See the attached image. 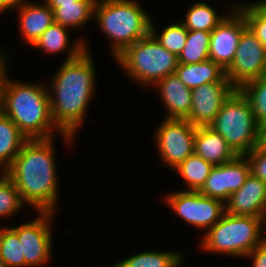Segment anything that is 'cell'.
Returning <instances> with one entry per match:
<instances>
[{
	"label": "cell",
	"mask_w": 266,
	"mask_h": 267,
	"mask_svg": "<svg viewBox=\"0 0 266 267\" xmlns=\"http://www.w3.org/2000/svg\"><path fill=\"white\" fill-rule=\"evenodd\" d=\"M90 51L85 47L78 57L63 60L47 85L53 123L62 133L74 137L85 124L97 89V70Z\"/></svg>",
	"instance_id": "1"
},
{
	"label": "cell",
	"mask_w": 266,
	"mask_h": 267,
	"mask_svg": "<svg viewBox=\"0 0 266 267\" xmlns=\"http://www.w3.org/2000/svg\"><path fill=\"white\" fill-rule=\"evenodd\" d=\"M28 139L5 174L21 200L36 212H57L59 182L55 139Z\"/></svg>",
	"instance_id": "2"
},
{
	"label": "cell",
	"mask_w": 266,
	"mask_h": 267,
	"mask_svg": "<svg viewBox=\"0 0 266 267\" xmlns=\"http://www.w3.org/2000/svg\"><path fill=\"white\" fill-rule=\"evenodd\" d=\"M9 76V77H8ZM46 83L15 80L8 74L0 95V111L9 117L27 139H48L56 132L65 144L76 139L62 133L53 123Z\"/></svg>",
	"instance_id": "3"
},
{
	"label": "cell",
	"mask_w": 266,
	"mask_h": 267,
	"mask_svg": "<svg viewBox=\"0 0 266 267\" xmlns=\"http://www.w3.org/2000/svg\"><path fill=\"white\" fill-rule=\"evenodd\" d=\"M152 17L136 0H97L94 20L111 43L112 58L150 34Z\"/></svg>",
	"instance_id": "4"
},
{
	"label": "cell",
	"mask_w": 266,
	"mask_h": 267,
	"mask_svg": "<svg viewBox=\"0 0 266 267\" xmlns=\"http://www.w3.org/2000/svg\"><path fill=\"white\" fill-rule=\"evenodd\" d=\"M199 243L202 252L245 258L266 240V217L224 213Z\"/></svg>",
	"instance_id": "5"
},
{
	"label": "cell",
	"mask_w": 266,
	"mask_h": 267,
	"mask_svg": "<svg viewBox=\"0 0 266 267\" xmlns=\"http://www.w3.org/2000/svg\"><path fill=\"white\" fill-rule=\"evenodd\" d=\"M114 61L140 87L153 86L158 80L175 73L178 66V57L151 33L126 48Z\"/></svg>",
	"instance_id": "6"
},
{
	"label": "cell",
	"mask_w": 266,
	"mask_h": 267,
	"mask_svg": "<svg viewBox=\"0 0 266 267\" xmlns=\"http://www.w3.org/2000/svg\"><path fill=\"white\" fill-rule=\"evenodd\" d=\"M209 127L219 133L237 155L245 156L257 146L258 123L249 100L239 89L223 103Z\"/></svg>",
	"instance_id": "7"
},
{
	"label": "cell",
	"mask_w": 266,
	"mask_h": 267,
	"mask_svg": "<svg viewBox=\"0 0 266 267\" xmlns=\"http://www.w3.org/2000/svg\"><path fill=\"white\" fill-rule=\"evenodd\" d=\"M197 127L186 119L163 118L152 137L161 163L174 170L194 153Z\"/></svg>",
	"instance_id": "8"
},
{
	"label": "cell",
	"mask_w": 266,
	"mask_h": 267,
	"mask_svg": "<svg viewBox=\"0 0 266 267\" xmlns=\"http://www.w3.org/2000/svg\"><path fill=\"white\" fill-rule=\"evenodd\" d=\"M183 222L205 233L217 223L225 213V203L202 195L199 191L180 190L167 193L163 198Z\"/></svg>",
	"instance_id": "9"
},
{
	"label": "cell",
	"mask_w": 266,
	"mask_h": 267,
	"mask_svg": "<svg viewBox=\"0 0 266 267\" xmlns=\"http://www.w3.org/2000/svg\"><path fill=\"white\" fill-rule=\"evenodd\" d=\"M31 221L11 228L17 233L25 258V267H41L50 264L53 248L52 222L56 213L37 212Z\"/></svg>",
	"instance_id": "10"
},
{
	"label": "cell",
	"mask_w": 266,
	"mask_h": 267,
	"mask_svg": "<svg viewBox=\"0 0 266 267\" xmlns=\"http://www.w3.org/2000/svg\"><path fill=\"white\" fill-rule=\"evenodd\" d=\"M225 72L236 89L266 75V49L248 27L242 32L234 59Z\"/></svg>",
	"instance_id": "11"
},
{
	"label": "cell",
	"mask_w": 266,
	"mask_h": 267,
	"mask_svg": "<svg viewBox=\"0 0 266 267\" xmlns=\"http://www.w3.org/2000/svg\"><path fill=\"white\" fill-rule=\"evenodd\" d=\"M235 90L226 76L219 82L207 83L192 89V106L186 120L197 128L209 127L223 103Z\"/></svg>",
	"instance_id": "12"
},
{
	"label": "cell",
	"mask_w": 266,
	"mask_h": 267,
	"mask_svg": "<svg viewBox=\"0 0 266 267\" xmlns=\"http://www.w3.org/2000/svg\"><path fill=\"white\" fill-rule=\"evenodd\" d=\"M251 174L250 162L246 156L238 155L231 162L212 168L199 192L224 203L236 192Z\"/></svg>",
	"instance_id": "13"
},
{
	"label": "cell",
	"mask_w": 266,
	"mask_h": 267,
	"mask_svg": "<svg viewBox=\"0 0 266 267\" xmlns=\"http://www.w3.org/2000/svg\"><path fill=\"white\" fill-rule=\"evenodd\" d=\"M247 28L243 14L235 7L211 31L209 59L226 70L232 63L242 32Z\"/></svg>",
	"instance_id": "14"
},
{
	"label": "cell",
	"mask_w": 266,
	"mask_h": 267,
	"mask_svg": "<svg viewBox=\"0 0 266 267\" xmlns=\"http://www.w3.org/2000/svg\"><path fill=\"white\" fill-rule=\"evenodd\" d=\"M231 215L266 217V184L252 173L245 183L225 202Z\"/></svg>",
	"instance_id": "15"
},
{
	"label": "cell",
	"mask_w": 266,
	"mask_h": 267,
	"mask_svg": "<svg viewBox=\"0 0 266 267\" xmlns=\"http://www.w3.org/2000/svg\"><path fill=\"white\" fill-rule=\"evenodd\" d=\"M14 11L18 14L20 37L30 46L55 22L53 10L43 0H25Z\"/></svg>",
	"instance_id": "16"
},
{
	"label": "cell",
	"mask_w": 266,
	"mask_h": 267,
	"mask_svg": "<svg viewBox=\"0 0 266 267\" xmlns=\"http://www.w3.org/2000/svg\"><path fill=\"white\" fill-rule=\"evenodd\" d=\"M152 88L158 91L161 103L166 109L164 118L186 119L192 106L191 89L185 86L173 73L158 80Z\"/></svg>",
	"instance_id": "17"
},
{
	"label": "cell",
	"mask_w": 266,
	"mask_h": 267,
	"mask_svg": "<svg viewBox=\"0 0 266 267\" xmlns=\"http://www.w3.org/2000/svg\"><path fill=\"white\" fill-rule=\"evenodd\" d=\"M69 30L73 31L54 22L42 33L32 47L48 55L54 54V56L66 50L68 53L66 52L67 56L64 58V61L74 59L85 50V47H89V45L87 44V40L82 38L75 41L71 39L69 37Z\"/></svg>",
	"instance_id": "18"
},
{
	"label": "cell",
	"mask_w": 266,
	"mask_h": 267,
	"mask_svg": "<svg viewBox=\"0 0 266 267\" xmlns=\"http://www.w3.org/2000/svg\"><path fill=\"white\" fill-rule=\"evenodd\" d=\"M194 153L214 166L231 162L238 156L227 141L210 127L196 129Z\"/></svg>",
	"instance_id": "19"
},
{
	"label": "cell",
	"mask_w": 266,
	"mask_h": 267,
	"mask_svg": "<svg viewBox=\"0 0 266 267\" xmlns=\"http://www.w3.org/2000/svg\"><path fill=\"white\" fill-rule=\"evenodd\" d=\"M175 74L191 90L207 83L219 82L226 76L225 70L210 59L193 64L178 63Z\"/></svg>",
	"instance_id": "20"
},
{
	"label": "cell",
	"mask_w": 266,
	"mask_h": 267,
	"mask_svg": "<svg viewBox=\"0 0 266 267\" xmlns=\"http://www.w3.org/2000/svg\"><path fill=\"white\" fill-rule=\"evenodd\" d=\"M228 5L229 7L226 9L229 8V11L218 14L212 5L206 2H195L188 7L185 18L180 22L188 31L202 30L211 32L236 7L235 1L234 5L233 2Z\"/></svg>",
	"instance_id": "21"
},
{
	"label": "cell",
	"mask_w": 266,
	"mask_h": 267,
	"mask_svg": "<svg viewBox=\"0 0 266 267\" xmlns=\"http://www.w3.org/2000/svg\"><path fill=\"white\" fill-rule=\"evenodd\" d=\"M28 139L16 124L0 111V169L6 171Z\"/></svg>",
	"instance_id": "22"
},
{
	"label": "cell",
	"mask_w": 266,
	"mask_h": 267,
	"mask_svg": "<svg viewBox=\"0 0 266 267\" xmlns=\"http://www.w3.org/2000/svg\"><path fill=\"white\" fill-rule=\"evenodd\" d=\"M183 251L145 250L116 262L118 267H182Z\"/></svg>",
	"instance_id": "23"
},
{
	"label": "cell",
	"mask_w": 266,
	"mask_h": 267,
	"mask_svg": "<svg viewBox=\"0 0 266 267\" xmlns=\"http://www.w3.org/2000/svg\"><path fill=\"white\" fill-rule=\"evenodd\" d=\"M96 2L97 0H79L74 4L59 6L53 11L54 21L78 32L91 20L94 22Z\"/></svg>",
	"instance_id": "24"
},
{
	"label": "cell",
	"mask_w": 266,
	"mask_h": 267,
	"mask_svg": "<svg viewBox=\"0 0 266 267\" xmlns=\"http://www.w3.org/2000/svg\"><path fill=\"white\" fill-rule=\"evenodd\" d=\"M214 165L193 153L175 171L184 180V190L199 191L205 184Z\"/></svg>",
	"instance_id": "25"
},
{
	"label": "cell",
	"mask_w": 266,
	"mask_h": 267,
	"mask_svg": "<svg viewBox=\"0 0 266 267\" xmlns=\"http://www.w3.org/2000/svg\"><path fill=\"white\" fill-rule=\"evenodd\" d=\"M211 32L188 31L185 46L178 55V63L193 64L209 59Z\"/></svg>",
	"instance_id": "26"
},
{
	"label": "cell",
	"mask_w": 266,
	"mask_h": 267,
	"mask_svg": "<svg viewBox=\"0 0 266 267\" xmlns=\"http://www.w3.org/2000/svg\"><path fill=\"white\" fill-rule=\"evenodd\" d=\"M3 226H0V256L5 267H25V258L22 256L17 233L11 226Z\"/></svg>",
	"instance_id": "27"
},
{
	"label": "cell",
	"mask_w": 266,
	"mask_h": 267,
	"mask_svg": "<svg viewBox=\"0 0 266 267\" xmlns=\"http://www.w3.org/2000/svg\"><path fill=\"white\" fill-rule=\"evenodd\" d=\"M164 27L161 31H157L155 22L151 21L150 33L163 47L178 57L185 46L188 30L180 21Z\"/></svg>",
	"instance_id": "28"
},
{
	"label": "cell",
	"mask_w": 266,
	"mask_h": 267,
	"mask_svg": "<svg viewBox=\"0 0 266 267\" xmlns=\"http://www.w3.org/2000/svg\"><path fill=\"white\" fill-rule=\"evenodd\" d=\"M26 207L12 180L4 174L0 178V222L10 220Z\"/></svg>",
	"instance_id": "29"
},
{
	"label": "cell",
	"mask_w": 266,
	"mask_h": 267,
	"mask_svg": "<svg viewBox=\"0 0 266 267\" xmlns=\"http://www.w3.org/2000/svg\"><path fill=\"white\" fill-rule=\"evenodd\" d=\"M239 90L249 100L256 122L266 121V75L247 82Z\"/></svg>",
	"instance_id": "30"
},
{
	"label": "cell",
	"mask_w": 266,
	"mask_h": 267,
	"mask_svg": "<svg viewBox=\"0 0 266 267\" xmlns=\"http://www.w3.org/2000/svg\"><path fill=\"white\" fill-rule=\"evenodd\" d=\"M242 2L236 3V8L245 17L247 27L266 49V13L255 2Z\"/></svg>",
	"instance_id": "31"
},
{
	"label": "cell",
	"mask_w": 266,
	"mask_h": 267,
	"mask_svg": "<svg viewBox=\"0 0 266 267\" xmlns=\"http://www.w3.org/2000/svg\"><path fill=\"white\" fill-rule=\"evenodd\" d=\"M245 156L250 162L251 173L266 184V150L255 147Z\"/></svg>",
	"instance_id": "32"
},
{
	"label": "cell",
	"mask_w": 266,
	"mask_h": 267,
	"mask_svg": "<svg viewBox=\"0 0 266 267\" xmlns=\"http://www.w3.org/2000/svg\"><path fill=\"white\" fill-rule=\"evenodd\" d=\"M251 259V267H266V240L256 246L244 260Z\"/></svg>",
	"instance_id": "33"
},
{
	"label": "cell",
	"mask_w": 266,
	"mask_h": 267,
	"mask_svg": "<svg viewBox=\"0 0 266 267\" xmlns=\"http://www.w3.org/2000/svg\"><path fill=\"white\" fill-rule=\"evenodd\" d=\"M5 51L0 49V95H1V90L4 85V81L6 79V76L9 74L8 68H9V61H8V55L6 54ZM7 55V56H6Z\"/></svg>",
	"instance_id": "34"
},
{
	"label": "cell",
	"mask_w": 266,
	"mask_h": 267,
	"mask_svg": "<svg viewBox=\"0 0 266 267\" xmlns=\"http://www.w3.org/2000/svg\"><path fill=\"white\" fill-rule=\"evenodd\" d=\"M25 0H0V15L2 13L10 12L14 10L19 4Z\"/></svg>",
	"instance_id": "35"
},
{
	"label": "cell",
	"mask_w": 266,
	"mask_h": 267,
	"mask_svg": "<svg viewBox=\"0 0 266 267\" xmlns=\"http://www.w3.org/2000/svg\"><path fill=\"white\" fill-rule=\"evenodd\" d=\"M256 147L266 150V121L258 124V140Z\"/></svg>",
	"instance_id": "36"
},
{
	"label": "cell",
	"mask_w": 266,
	"mask_h": 267,
	"mask_svg": "<svg viewBox=\"0 0 266 267\" xmlns=\"http://www.w3.org/2000/svg\"><path fill=\"white\" fill-rule=\"evenodd\" d=\"M53 11L62 5L74 4L79 0H43Z\"/></svg>",
	"instance_id": "37"
},
{
	"label": "cell",
	"mask_w": 266,
	"mask_h": 267,
	"mask_svg": "<svg viewBox=\"0 0 266 267\" xmlns=\"http://www.w3.org/2000/svg\"><path fill=\"white\" fill-rule=\"evenodd\" d=\"M255 3L266 13V0H258Z\"/></svg>",
	"instance_id": "38"
},
{
	"label": "cell",
	"mask_w": 266,
	"mask_h": 267,
	"mask_svg": "<svg viewBox=\"0 0 266 267\" xmlns=\"http://www.w3.org/2000/svg\"><path fill=\"white\" fill-rule=\"evenodd\" d=\"M0 267H5L4 262L2 261L1 256H0Z\"/></svg>",
	"instance_id": "39"
},
{
	"label": "cell",
	"mask_w": 266,
	"mask_h": 267,
	"mask_svg": "<svg viewBox=\"0 0 266 267\" xmlns=\"http://www.w3.org/2000/svg\"><path fill=\"white\" fill-rule=\"evenodd\" d=\"M5 174V171L0 169V178Z\"/></svg>",
	"instance_id": "40"
},
{
	"label": "cell",
	"mask_w": 266,
	"mask_h": 267,
	"mask_svg": "<svg viewBox=\"0 0 266 267\" xmlns=\"http://www.w3.org/2000/svg\"><path fill=\"white\" fill-rule=\"evenodd\" d=\"M109 267H118V265L115 263V264H113L112 266H109Z\"/></svg>",
	"instance_id": "41"
}]
</instances>
